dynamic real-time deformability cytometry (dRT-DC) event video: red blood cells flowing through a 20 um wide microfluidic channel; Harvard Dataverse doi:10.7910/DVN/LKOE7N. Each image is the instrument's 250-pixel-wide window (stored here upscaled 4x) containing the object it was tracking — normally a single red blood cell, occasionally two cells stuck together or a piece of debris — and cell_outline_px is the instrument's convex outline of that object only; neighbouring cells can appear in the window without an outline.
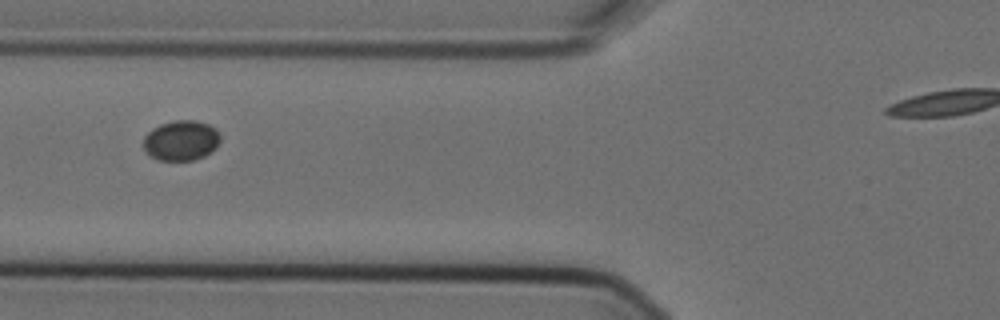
{"species": "Egyptian fruit bat (a non-hibernating species)", "species_latin": "Rousettus aegyptiacus", "temperature_condition": "cold", "stored_images_in_passage": 7, "segment_of_instrument_passage": [1, 2], "camera_frame_rate_fps": 3000, "um_per_image_px": 0.085, "animal": {"sex": "female"}, "frame": {"image": 1, "passage_image": 6, "time_ms": 1.667, "image_size_px": [1000, 320], "cell_outline_px": [[220, 140], [216, 148], [212, 152], [204, 156], [192, 160], [160, 160], [144, 152], [144, 136], [152, 128], [160, 124], [176, 120], [196, 120], [208, 124], [216, 128], [220, 136]], "centroid_in_image_um": [15.41, 11.93], "position_along_channel_um": 110.4, "area_um2": 18.09}}